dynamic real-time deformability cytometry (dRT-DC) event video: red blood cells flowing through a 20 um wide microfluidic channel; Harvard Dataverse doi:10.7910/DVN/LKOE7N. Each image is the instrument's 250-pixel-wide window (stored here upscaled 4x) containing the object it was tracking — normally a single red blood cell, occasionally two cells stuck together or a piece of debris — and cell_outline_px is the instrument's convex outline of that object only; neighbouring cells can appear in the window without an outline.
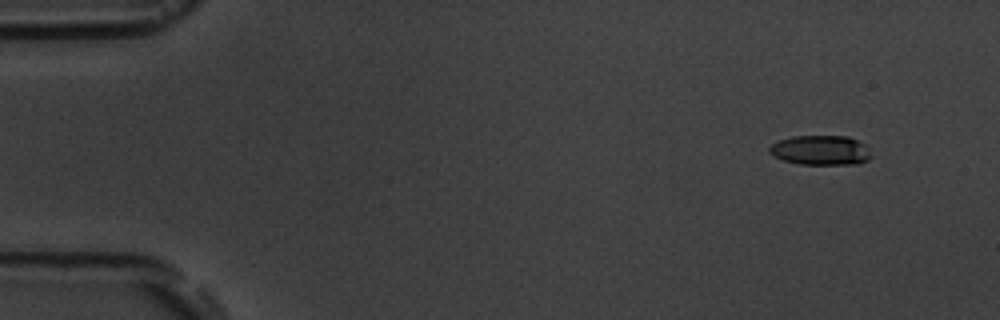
{"species": "common noctule bat (a hibernating species)", "species_latin": "Nyctalus noctula", "temperature_condition": "room temperature", "stored_images_in_passage": 5, "camera_frame_rate_fps": 3000, "um_per_image_px": 0.085, "animal": {"sex": "male", "body_mass_g": 19.5, "forearm_length_mm": 54.6}, "frame": {"image": 1, "passage_image": 1, "time_ms": 0.0, "image_size_px": [1000, 320], "cell_outline_px": [[872, 156], [868, 160], [860, 164], [800, 164], [784, 160], [772, 156], [768, 152], [768, 148], [772, 144], [780, 140], [792, 136], [848, 136], [868, 144]], "centroid_in_image_um": [69.8, 12.77], "position_along_channel_um": 15.2, "area_um2": 17.92}}
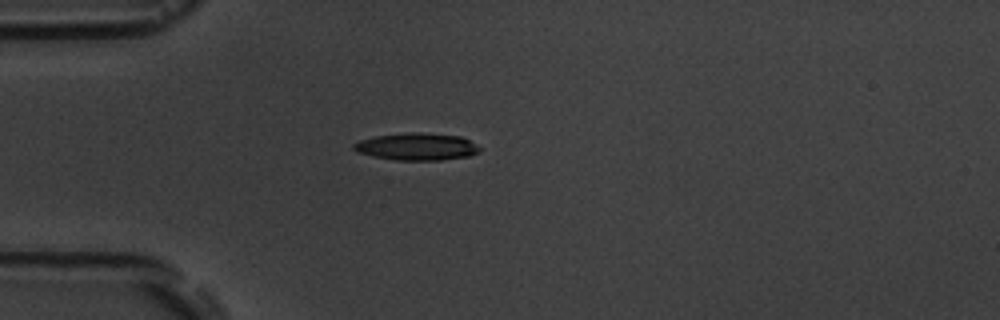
{"frame": {"image": 2, "passage_image": 4, "time_ms": 3.667, "image_size_px": [1000, 320], "cell_outline_px": [[480, 152], [468, 156], [440, 160], [396, 160], [372, 156], [356, 152], [352, 148], [352, 144], [360, 140], [376, 136], [412, 132], [420, 132], [460, 136], [476, 144], [480, 148]], "centroid_in_image_um": [35.4, 12.47], "position_along_channel_um": 49.6, "area_um2": 19.94}}